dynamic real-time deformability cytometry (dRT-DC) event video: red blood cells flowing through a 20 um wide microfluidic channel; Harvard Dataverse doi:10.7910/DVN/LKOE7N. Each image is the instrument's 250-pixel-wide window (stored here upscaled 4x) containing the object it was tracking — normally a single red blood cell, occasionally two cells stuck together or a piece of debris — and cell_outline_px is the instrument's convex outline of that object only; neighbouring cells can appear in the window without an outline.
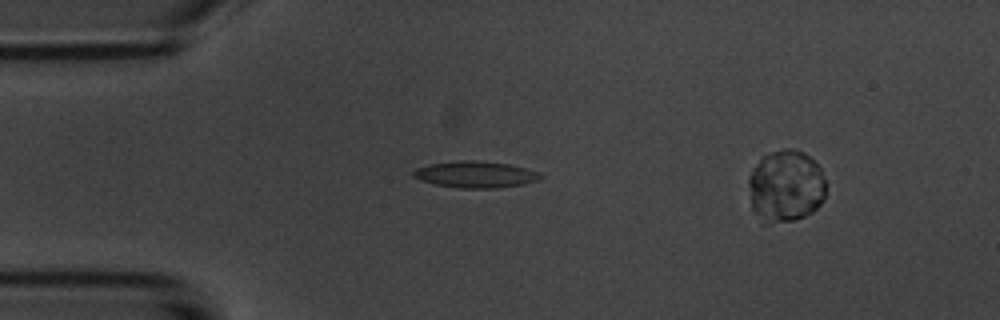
{"species": "common noctule bat (a hibernating species)", "species_latin": "Nyctalus noctula", "temperature_condition": "room temperature", "stored_images_in_passage": 4, "camera_frame_rate_fps": 3000, "um_per_image_px": 0.085, "animal": {"sex": "male", "body_mass_g": 20.1, "forearm_length_mm": 53.5}, "frame": {"image": 1, "passage_image": 1, "time_ms": 0.0, "image_size_px": [1000, 320], "cell_outline_px": [[544, 176], [540, 180], [524, 184], [496, 188], [456, 188], [436, 184], [420, 180], [412, 176], [412, 172], [416, 168], [432, 164], [460, 160], [476, 160], [508, 164], [524, 168], [536, 172]], "centroid_in_image_um": [40.41, 14.84], "position_along_channel_um": 44.6, "area_um2": 19.54}}
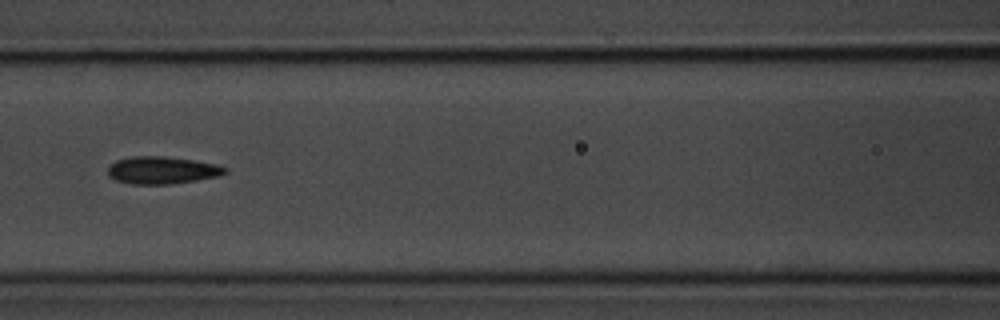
{"frame": {"image": 2, "passage_image": 4, "time_ms": 3.333, "image_size_px": [1000, 320], "cell_outline_px": [[228, 172], [220, 176], [196, 180], [168, 184], [132, 184], [116, 180], [108, 176], [108, 164], [116, 160], [132, 156], [164, 156], [220, 164], [228, 168]], "centroid_in_image_um": [13.79, 14.46], "position_along_channel_um": 152.8, "area_um2": 18.9}}